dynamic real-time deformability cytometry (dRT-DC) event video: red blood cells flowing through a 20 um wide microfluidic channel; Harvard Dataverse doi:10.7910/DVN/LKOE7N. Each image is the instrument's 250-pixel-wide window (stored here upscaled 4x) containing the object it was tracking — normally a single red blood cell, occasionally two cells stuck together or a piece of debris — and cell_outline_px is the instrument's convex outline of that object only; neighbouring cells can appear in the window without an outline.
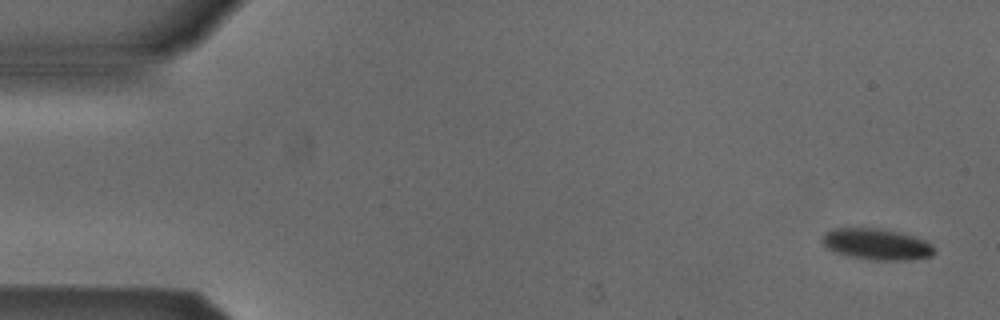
{"species": "Egyptian fruit bat (a non-hibernating species)", "species_latin": "Rousettus aegyptiacus", "temperature_condition": "cold", "stored_images_in_passage": 7, "camera_frame_rate_fps": 3000, "um_per_image_px": 0.085, "animal": {"sex": "male"}, "frame": {"image": 1, "passage_image": 1, "time_ms": 0.0, "image_size_px": [1000, 320], "cell_outline_px": [[936, 252], [932, 256], [908, 260], [872, 260], [848, 256], [836, 252], [828, 248], [820, 240], [820, 236], [824, 232], [832, 228], [880, 228], [900, 232], [924, 240], [932, 244]], "centroid_in_image_um": [74.49, 20.75], "position_along_channel_um": 10.5, "area_um2": 20.58}}
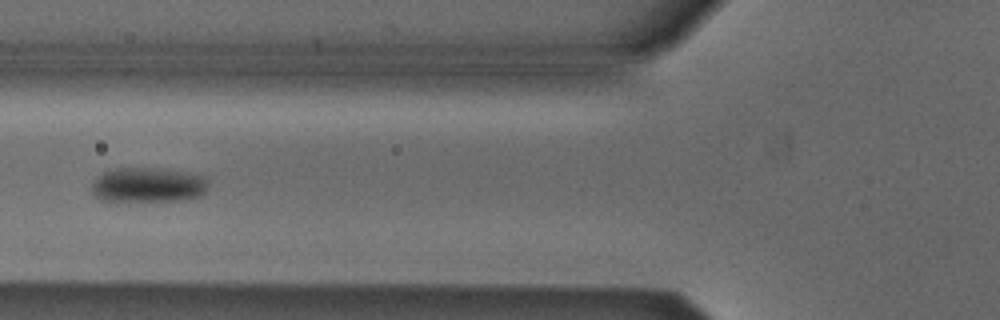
{"frame": {"image": 2, "passage_image": 6, "time_ms": 1.667, "image_size_px": [1000, 320], "cell_outline_px": [[208, 188], [200, 196], [184, 200], [100, 200], [92, 192], [92, 184], [108, 168], [164, 168], [188, 172], [208, 176]], "centroid_in_image_um": [12.65, 15.69], "position_along_channel_um": 113.1, "area_um2": 23.76}}
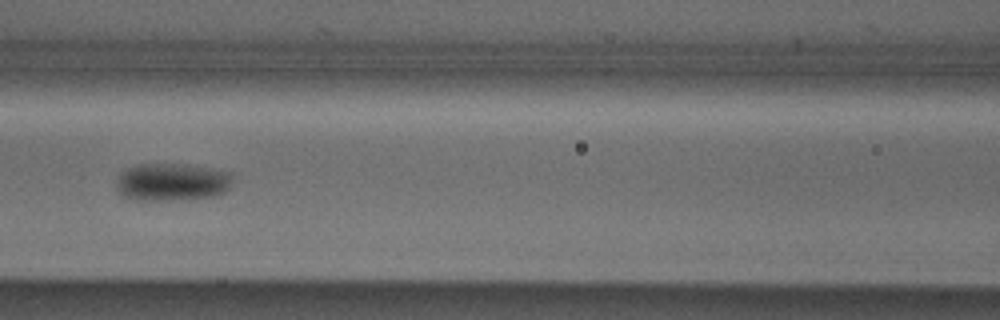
{"frame": {"image": 3, "passage_image": 7, "time_ms": 2.0, "image_size_px": [1000, 320], "cell_outline_px": [[232, 184], [224, 192], [216, 196], [184, 200], [132, 200], [124, 196], [116, 188], [116, 180], [120, 172], [136, 164], [188, 164], [212, 168], [232, 172]], "centroid_in_image_um": [14.63, 15.47], "position_along_channel_um": 152.0, "area_um2": 26.07}}